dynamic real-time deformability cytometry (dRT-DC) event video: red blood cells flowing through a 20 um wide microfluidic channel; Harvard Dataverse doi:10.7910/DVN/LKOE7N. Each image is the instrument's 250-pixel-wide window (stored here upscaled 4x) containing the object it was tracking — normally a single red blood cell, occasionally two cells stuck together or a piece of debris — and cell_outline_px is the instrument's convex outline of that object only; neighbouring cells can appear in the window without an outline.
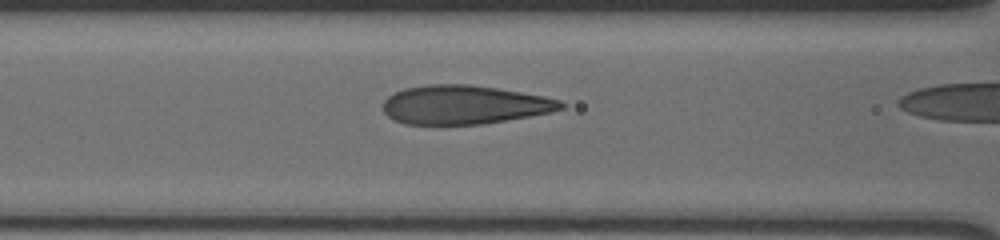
{"species": "human", "species_latin": "Homo sapiens", "temperature_condition": "cold", "stored_images_in_passage": 13, "segment_of_instrument_passage": [1, 2], "camera_frame_rate_fps": 3000, "um_per_image_px": 0.085, "donor": {"sex": "male"}, "frame": {"image": 1, "passage_image": 11, "time_ms": 3.333, "image_size_px": [1000, 240], "cell_outline_px": [[564, 108], [552, 112], [484, 124], [404, 124], [388, 116], [384, 112], [384, 100], [388, 96], [404, 88], [428, 84], [468, 84], [496, 88], [544, 96], [560, 100], [564, 104]], "centroid_in_image_um": [39.47, 8.9], "position_along_channel_um": 127.1, "area_um2": 40.11}}